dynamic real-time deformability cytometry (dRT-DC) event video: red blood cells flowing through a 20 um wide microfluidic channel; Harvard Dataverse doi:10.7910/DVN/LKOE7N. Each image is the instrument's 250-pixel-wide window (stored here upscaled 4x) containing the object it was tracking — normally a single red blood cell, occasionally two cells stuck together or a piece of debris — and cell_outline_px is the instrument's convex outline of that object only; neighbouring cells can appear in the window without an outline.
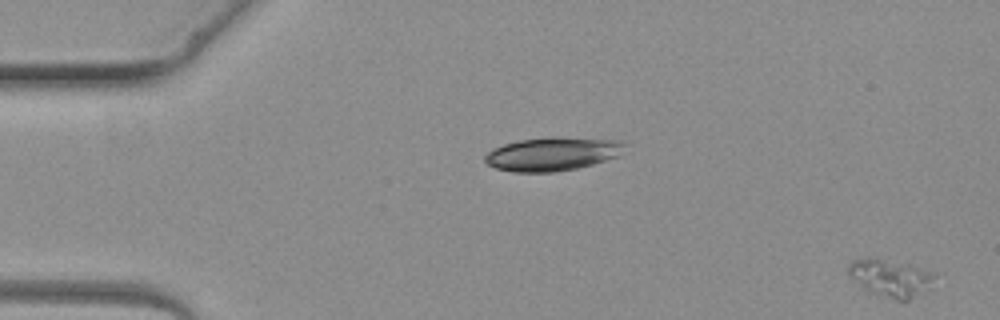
{"species": "common noctule bat (a hibernating species)", "species_latin": "Nyctalus noctula", "temperature_condition": "warm", "stored_images_in_passage": 3, "segment_of_instrument_passage": [2, 2], "camera_frame_rate_fps": 3000, "um_per_image_px": 0.085, "animal": {"sex": "female", "body_mass_g": 19.3, "forearm_length_mm": 54.1}, "frame": {"image": 1, "passage_image": 3, "time_ms": 2.333, "image_size_px": [1000, 320], "cell_outline_px": [[936, 276], [908, 300], [896, 300], [868, 292], [848, 276], [848, 264], [852, 260], [864, 256], [872, 256], [908, 264], [936, 272]], "centroid_in_image_um": [75.56, 23.56], "position_along_channel_um": 9.4, "area_um2": 18.61}}